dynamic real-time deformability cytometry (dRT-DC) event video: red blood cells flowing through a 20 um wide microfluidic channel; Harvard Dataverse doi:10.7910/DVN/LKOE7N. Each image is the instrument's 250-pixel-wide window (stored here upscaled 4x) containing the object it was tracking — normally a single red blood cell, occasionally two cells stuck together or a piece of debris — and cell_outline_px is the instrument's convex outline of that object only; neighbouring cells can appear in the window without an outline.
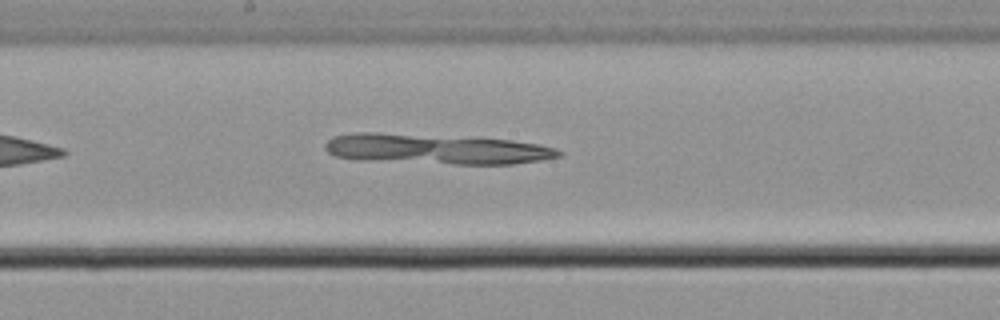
{"species": "common noctule bat (a hibernating species)", "species_latin": "Nyctalus noctula", "temperature_condition": "cold", "stored_images_in_passage": 7, "segment_of_instrument_passage": [3, 4], "camera_frame_rate_fps": 3000, "um_per_image_px": 0.085, "animal": {"sex": "male", "body_mass_g": 21.5, "forearm_length_mm": 52.0}, "frame": {"image": 1, "passage_image": 6, "time_ms": 1.667, "image_size_px": [1000, 320], "cell_outline_px": [[564, 152], [560, 156], [540, 160], [512, 164], [452, 164], [356, 160], [336, 156], [328, 152], [324, 148], [324, 144], [332, 136], [356, 132], [380, 132], [512, 140], [536, 144], [556, 148]], "centroid_in_image_um": [37.01, 12.67], "position_along_channel_um": 211.2, "area_um2": 41.27}}